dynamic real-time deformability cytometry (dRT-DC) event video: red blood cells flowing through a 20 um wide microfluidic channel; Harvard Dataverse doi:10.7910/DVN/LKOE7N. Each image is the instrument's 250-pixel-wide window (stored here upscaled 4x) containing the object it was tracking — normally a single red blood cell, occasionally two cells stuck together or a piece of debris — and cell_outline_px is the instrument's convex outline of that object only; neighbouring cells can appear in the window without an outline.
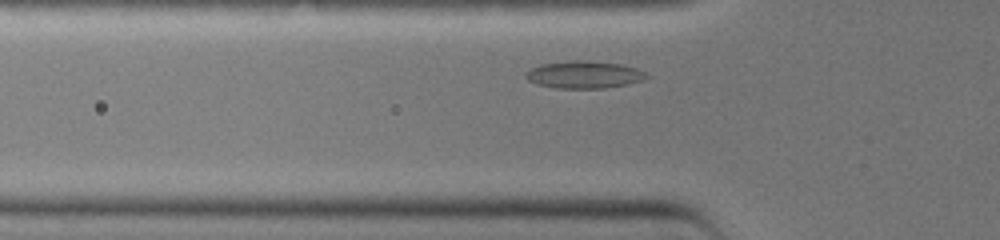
{"species": "common noctule bat (a hibernating species)", "species_latin": "Nyctalus noctula", "temperature_condition": "warm", "stored_images_in_passage": 25, "camera_frame_rate_fps": 3000, "um_per_image_px": 0.085, "animal": {"sex": "female", "body_mass_g": 19.0, "forearm_length_mm": 51.5}, "frame": {"image": 1, "passage_image": 4, "time_ms": 1.0, "image_size_px": [1000, 240], "cell_outline_px": [[652, 76], [644, 80], [628, 84], [604, 88], [556, 88], [536, 84], [528, 80], [524, 76], [524, 72], [540, 64], [572, 60], [588, 60], [620, 64], [636, 68], [648, 72]], "centroid_in_image_um": [49.68, 6.34], "position_along_channel_um": 76.1, "area_um2": 19.54}}
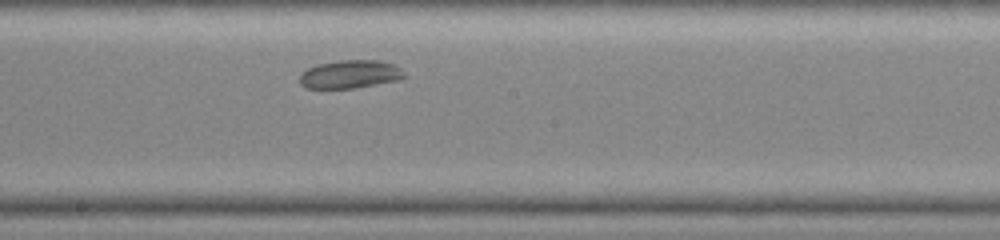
{"frame": {"image": 2, "passage_image": 13, "time_ms": 4.0, "image_size_px": [1000, 240], "cell_outline_px": [[408, 76], [400, 80], [356, 88], [304, 88], [300, 84], [300, 72], [308, 68], [320, 64], [340, 60], [380, 60], [392, 64], [400, 68]], "centroid_in_image_um": [29.78, 6.32], "position_along_channel_um": 218.4, "area_um2": 17.34}}
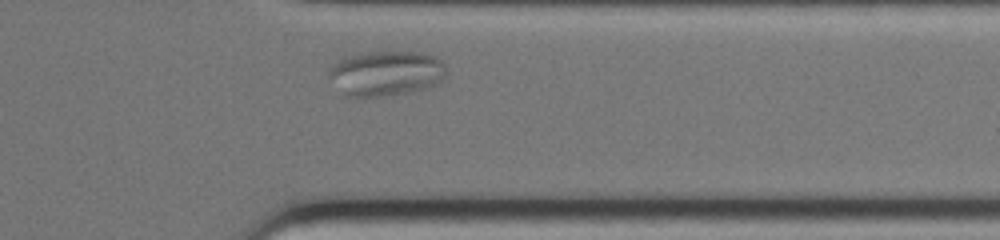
{"frame": {"image": 3, "passage_image": 23, "time_ms": 7.333, "image_size_px": [1000, 240], "cell_outline_px": [[444, 76], [436, 84], [428, 88], [380, 96], [344, 96], [328, 76], [328, 72], [332, 64], [344, 56], [364, 52], [424, 52], [436, 56], [444, 64]], "centroid_in_image_um": [32.77, 6.2], "position_along_channel_um": 378.6, "area_um2": 30.75}}